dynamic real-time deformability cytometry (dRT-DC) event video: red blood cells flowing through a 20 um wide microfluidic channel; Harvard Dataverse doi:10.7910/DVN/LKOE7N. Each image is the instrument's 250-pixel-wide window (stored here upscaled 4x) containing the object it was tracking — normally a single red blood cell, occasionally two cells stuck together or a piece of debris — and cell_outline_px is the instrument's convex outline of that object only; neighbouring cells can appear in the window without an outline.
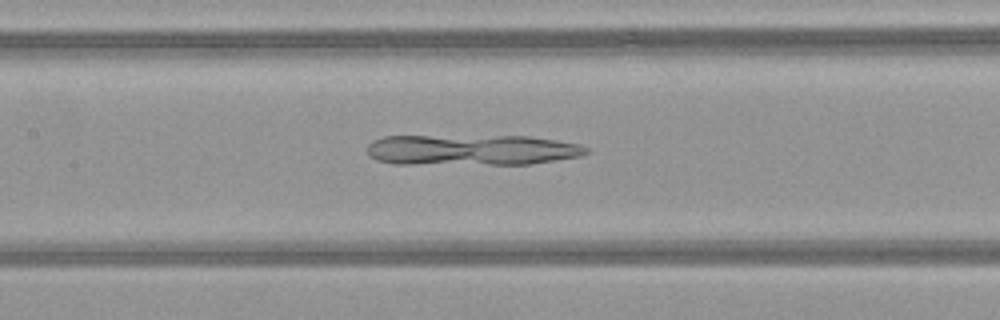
{"species": "common noctule bat (a hibernating species)", "species_latin": "Nyctalus noctula", "temperature_condition": "warm", "stored_images_in_passage": 48, "camera_frame_rate_fps": 3000, "um_per_image_px": 0.085, "animal": {"sex": "female", "body_mass_g": 21.9}, "frame": {"image": 1, "passage_image": 23, "time_ms": 7.333, "image_size_px": [1000, 320], "cell_outline_px": [[588, 152], [580, 156], [528, 164], [396, 164], [376, 160], [368, 156], [368, 144], [372, 140], [384, 136], [528, 136], [556, 140], [580, 144], [588, 148]], "centroid_in_image_um": [40.04, 12.74], "position_along_channel_um": 167.4, "area_um2": 39.42}}
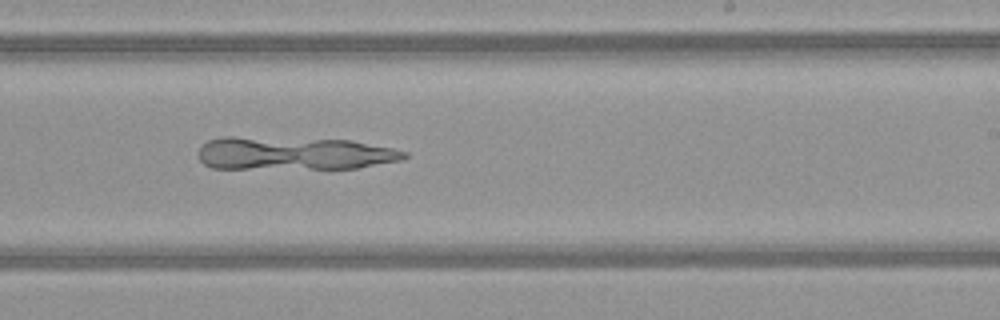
{"frame": {"image": 2, "passage_image": 30, "time_ms": 9.667, "image_size_px": [1000, 320], "cell_outline_px": [[408, 156], [404, 160], [356, 168], [212, 168], [204, 164], [200, 160], [196, 152], [208, 140], [224, 136], [236, 136], [352, 140], [392, 148], [408, 152]], "centroid_in_image_um": [24.98, 13.03], "position_along_channel_um": 264.0, "area_um2": 40.0}}
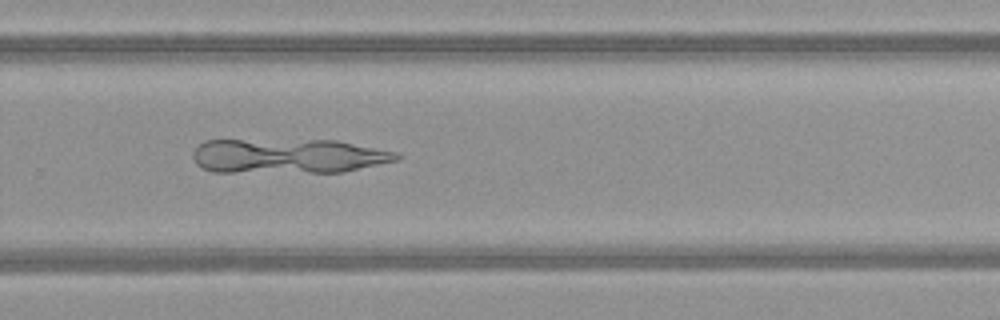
{"frame": {"image": 3, "passage_image": 33, "time_ms": 10.667, "image_size_px": [1000, 320], "cell_outline_px": [[400, 160], [344, 172], [212, 172], [196, 164], [192, 156], [192, 152], [204, 140], [336, 140], [396, 152], [400, 156]], "centroid_in_image_um": [24.49, 13.26], "position_along_channel_um": 305.3, "area_um2": 41.33}}